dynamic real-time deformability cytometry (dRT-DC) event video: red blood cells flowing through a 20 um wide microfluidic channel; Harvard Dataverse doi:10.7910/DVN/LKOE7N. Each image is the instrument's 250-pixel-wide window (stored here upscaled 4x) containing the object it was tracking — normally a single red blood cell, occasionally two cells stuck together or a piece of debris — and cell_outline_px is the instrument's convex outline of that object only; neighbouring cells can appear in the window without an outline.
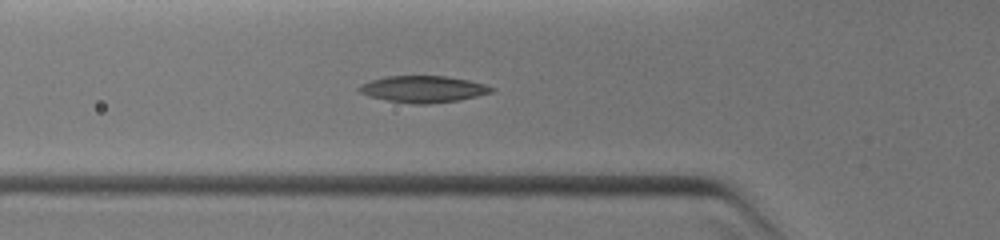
{"species": "common noctule bat (a hibernating species)", "species_latin": "Nyctalus noctula", "temperature_condition": "warm", "stored_images_in_passage": 34, "camera_frame_rate_fps": 3000, "um_per_image_px": 0.085, "animal": {"sex": "female", "body_mass_g": 19.0, "forearm_length_mm": 51.5}, "frame": {"image": 1, "passage_image": 8, "time_ms": 2.0, "image_size_px": [1000, 240], "cell_outline_px": [[496, 88], [492, 92], [460, 100], [428, 104], [412, 104], [388, 100], [368, 96], [360, 92], [356, 88], [360, 84], [372, 80], [388, 76], [444, 76], [468, 80], [484, 84]], "centroid_in_image_um": [35.96, 7.58], "position_along_channel_um": 89.8, "area_um2": 20.46}}
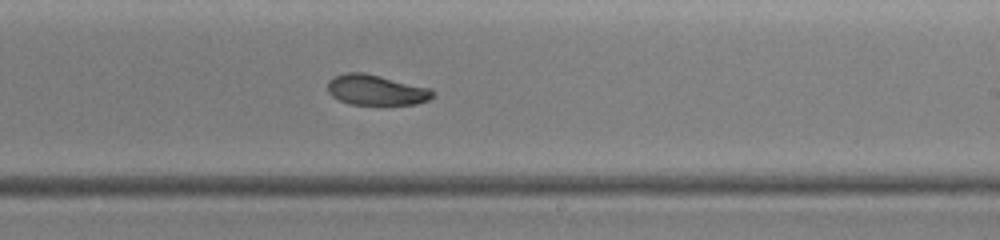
{"frame": {"image": 2, "passage_image": 20, "time_ms": 5.333, "image_size_px": [1000, 240], "cell_outline_px": [[436, 96], [428, 100], [416, 104], [348, 104], [332, 96], [328, 92], [328, 80], [344, 72], [364, 72], [432, 88], [436, 92]], "centroid_in_image_um": [32.01, 7.64], "position_along_channel_um": 257.0, "area_um2": 18.79}}
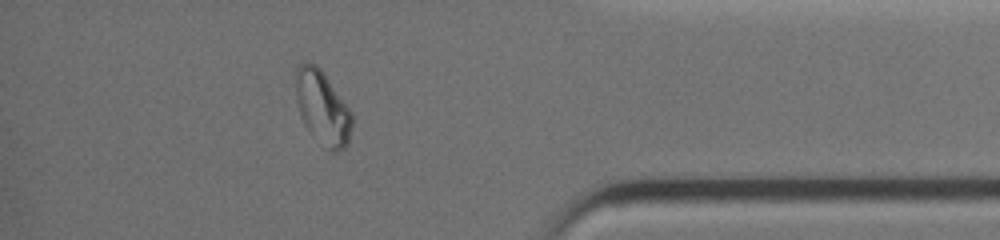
{"frame": {"image": 3, "passage_image": 31, "time_ms": 8.667, "image_size_px": [1000, 240], "cell_outline_px": [[352, 128], [348, 144], [344, 148], [336, 152], [332, 152], [304, 124], [300, 116], [296, 100], [296, 68], [300, 60], [308, 60], [316, 64], [320, 68], [352, 112]], "centroid_in_image_um": [27.4, 9.09], "position_along_channel_um": 407.8, "area_um2": 24.1}}